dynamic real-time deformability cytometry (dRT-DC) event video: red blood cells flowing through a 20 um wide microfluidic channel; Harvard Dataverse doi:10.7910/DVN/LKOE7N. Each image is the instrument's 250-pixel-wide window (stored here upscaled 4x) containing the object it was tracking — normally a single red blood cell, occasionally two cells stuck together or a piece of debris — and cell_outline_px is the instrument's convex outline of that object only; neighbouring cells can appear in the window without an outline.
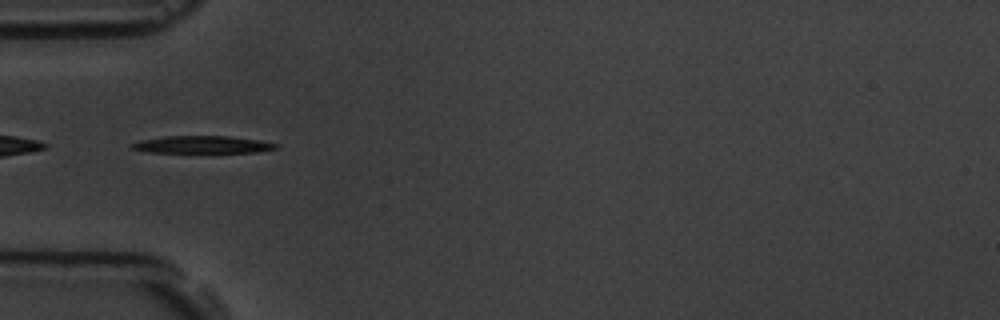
{"species": "common noctule bat (a hibernating species)", "species_latin": "Nyctalus noctula", "temperature_condition": "room temperature", "stored_images_in_passage": 4, "camera_frame_rate_fps": 3000, "um_per_image_px": 0.085, "animal": {"sex": "male", "body_mass_g": 19.5, "forearm_length_mm": 54.6}, "frame": {"image": 1, "passage_image": 1, "time_ms": 0.0, "image_size_px": [1000, 320], "cell_outline_px": [[280, 144], [276, 148], [256, 152], [152, 152], [132, 148], [128, 144], [140, 140], [164, 136], [228, 136], [260, 140]], "centroid_in_image_um": [17.2, 12.28], "position_along_channel_um": 67.8, "area_um2": 14.45}}
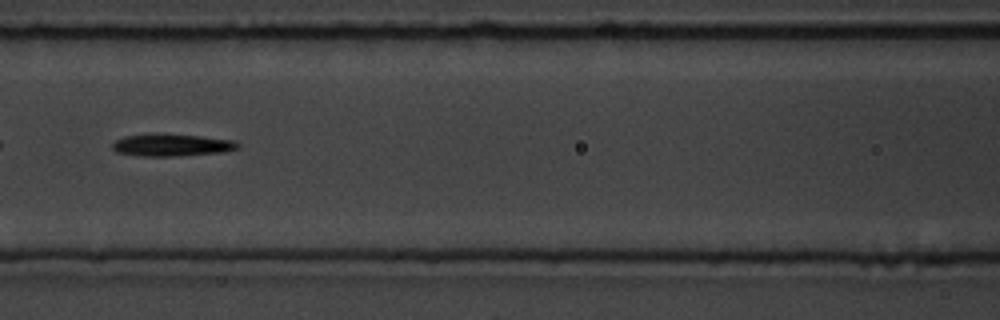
{"frame": {"image": 2, "passage_image": 3, "time_ms": 2.333, "image_size_px": [1000, 320], "cell_outline_px": [[240, 148], [224, 152], [172, 156], [140, 156], [116, 152], [112, 148], [112, 144], [116, 140], [124, 136], [152, 132], [156, 132], [200, 136], [236, 140], [240, 144]], "centroid_in_image_um": [14.6, 12.3], "position_along_channel_um": 152.0, "area_um2": 16.7}}
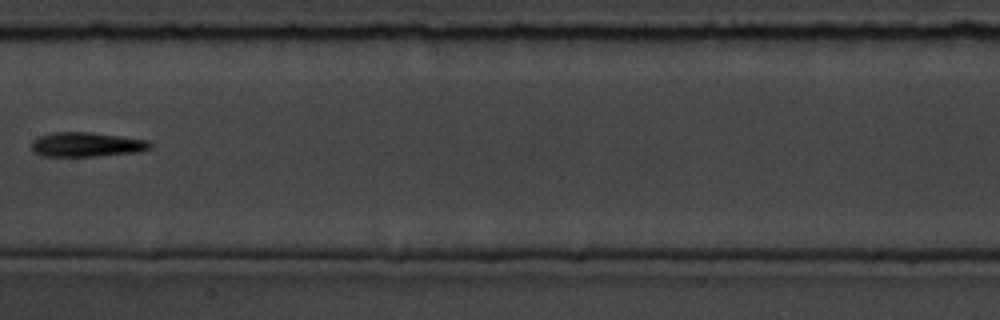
{"frame": {"image": 3, "passage_image": 4, "time_ms": 3.667, "image_size_px": [1000, 320], "cell_outline_px": [[152, 148], [140, 152], [96, 156], [44, 156], [32, 152], [32, 140], [40, 136], [52, 132], [88, 132], [120, 136], [148, 140], [152, 144]], "centroid_in_image_um": [7.37, 12.29], "position_along_channel_um": 200.0, "area_um2": 16.99}}